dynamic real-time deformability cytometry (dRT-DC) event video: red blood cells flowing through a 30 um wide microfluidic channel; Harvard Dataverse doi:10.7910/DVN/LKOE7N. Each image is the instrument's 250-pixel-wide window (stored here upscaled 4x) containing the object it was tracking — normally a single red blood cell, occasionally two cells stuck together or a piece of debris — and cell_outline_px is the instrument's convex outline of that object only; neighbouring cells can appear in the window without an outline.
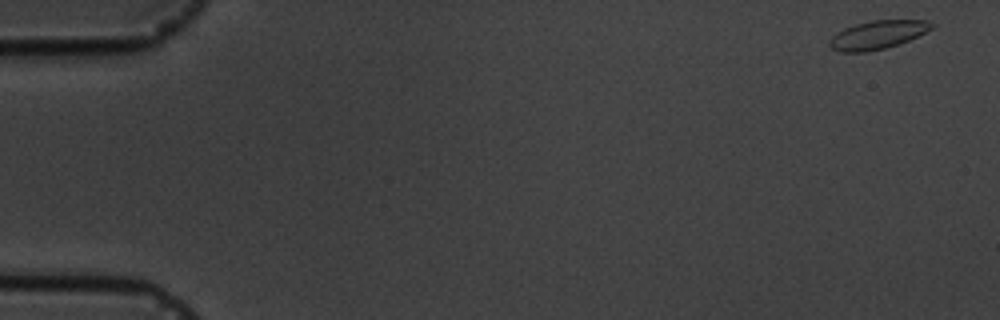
{"species": "common noctule bat (a hibernating species)", "species_latin": "Nyctalus noctula", "temperature_condition": "cold", "stored_images_in_passage": 12, "camera_frame_rate_fps": 3000, "um_per_image_px": 0.085, "animal": {"sex": "male", "body_mass_g": 19.5, "forearm_length_mm": 54.6}, "frame": {"image": 1, "passage_image": 1, "time_ms": 0.0, "image_size_px": [1000, 320], "cell_outline_px": [[936, 24], [932, 28], [908, 40], [884, 48], [864, 52], [840, 52], [832, 48], [828, 44], [828, 40], [836, 32], [844, 28], [856, 24], [872, 20], [928, 20]], "centroid_in_image_um": [74.56, 2.95], "position_along_channel_um": 10.4, "area_um2": 16.76}}
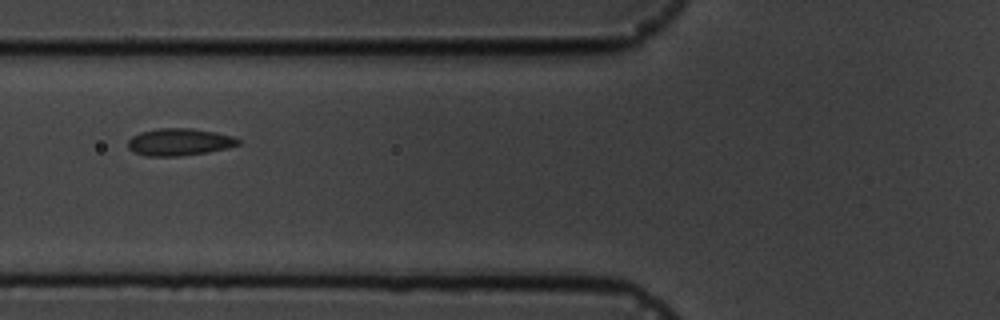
{"frame": {"image": 2, "passage_image": 7, "time_ms": 6.667, "image_size_px": [1000, 320], "cell_outline_px": [[240, 144], [228, 148], [208, 152], [180, 156], [144, 156], [132, 152], [128, 148], [128, 140], [132, 136], [140, 132], [160, 128], [192, 128], [216, 132], [232, 136], [240, 140]], "centroid_in_image_um": [15.23, 12.07], "position_along_channel_um": 110.6, "area_um2": 17.63}}
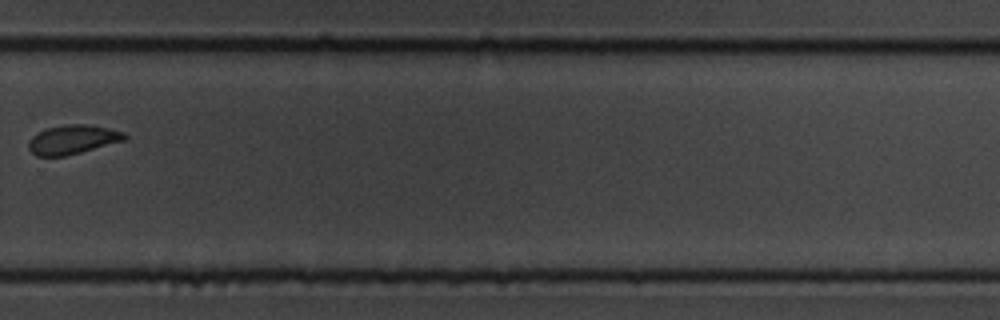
{"frame": {"image": 3, "passage_image": 12, "time_ms": 12.667, "image_size_px": [1000, 320], "cell_outline_px": [[128, 140], [64, 156], [36, 156], [28, 148], [28, 140], [36, 132], [48, 128], [68, 124], [88, 124], [108, 128], [124, 132], [128, 136]], "centroid_in_image_um": [6.19, 11.86], "position_along_channel_um": 323.6, "area_um2": 16.42}}